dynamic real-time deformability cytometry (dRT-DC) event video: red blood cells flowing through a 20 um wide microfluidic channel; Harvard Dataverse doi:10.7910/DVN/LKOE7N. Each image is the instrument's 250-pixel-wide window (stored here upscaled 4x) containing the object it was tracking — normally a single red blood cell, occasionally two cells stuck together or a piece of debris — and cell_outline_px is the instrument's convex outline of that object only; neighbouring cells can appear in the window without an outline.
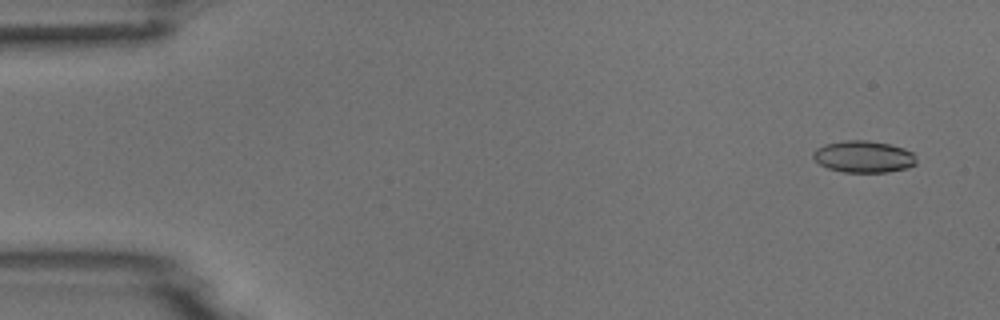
{"species": "common noctule bat (a hibernating species)", "species_latin": "Nyctalus noctula", "temperature_condition": "room temperature", "stored_images_in_passage": 53, "camera_frame_rate_fps": 3000, "um_per_image_px": 0.085, "animal": {"sex": "male", "body_mass_g": 18.8}, "frame": {"image": 1, "passage_image": 3, "time_ms": 0.667, "image_size_px": [1000, 320], "cell_outline_px": [[916, 164], [908, 168], [888, 172], [844, 172], [828, 168], [820, 164], [812, 156], [812, 152], [816, 148], [824, 144], [844, 140], [868, 140], [888, 144], [904, 148], [912, 152], [916, 156]], "centroid_in_image_um": [73.41, 13.31], "position_along_channel_um": 11.6, "area_um2": 19.25}}
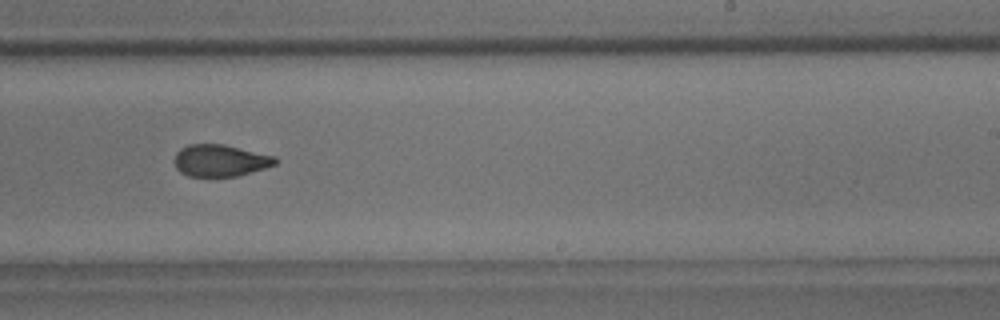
{"frame": {"image": 2, "passage_image": 33, "time_ms": 10.667, "image_size_px": [1000, 320], "cell_outline_px": [[280, 160], [276, 164], [264, 168], [236, 176], [188, 176], [180, 172], [176, 168], [176, 152], [180, 148], [188, 144], [224, 144], [276, 156]], "centroid_in_image_um": [18.74, 13.63], "position_along_channel_um": 270.3, "area_um2": 18.73}}
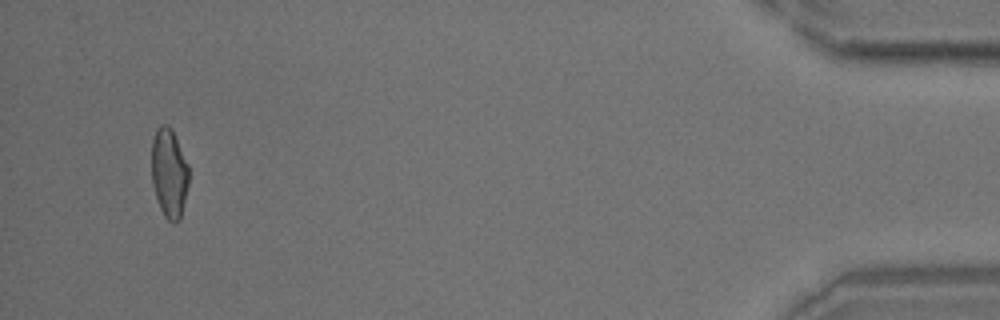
{"frame": {"image": 3, "passage_image": 51, "time_ms": 16.667, "image_size_px": [1000, 320], "cell_outline_px": [[188, 184], [180, 220], [176, 224], [172, 224], [164, 216], [160, 208], [152, 184], [152, 140], [156, 128], [160, 124], [168, 124], [172, 128], [188, 164]], "centroid_in_image_um": [14.37, 14.7], "position_along_channel_um": 420.8, "area_um2": 19.54}}